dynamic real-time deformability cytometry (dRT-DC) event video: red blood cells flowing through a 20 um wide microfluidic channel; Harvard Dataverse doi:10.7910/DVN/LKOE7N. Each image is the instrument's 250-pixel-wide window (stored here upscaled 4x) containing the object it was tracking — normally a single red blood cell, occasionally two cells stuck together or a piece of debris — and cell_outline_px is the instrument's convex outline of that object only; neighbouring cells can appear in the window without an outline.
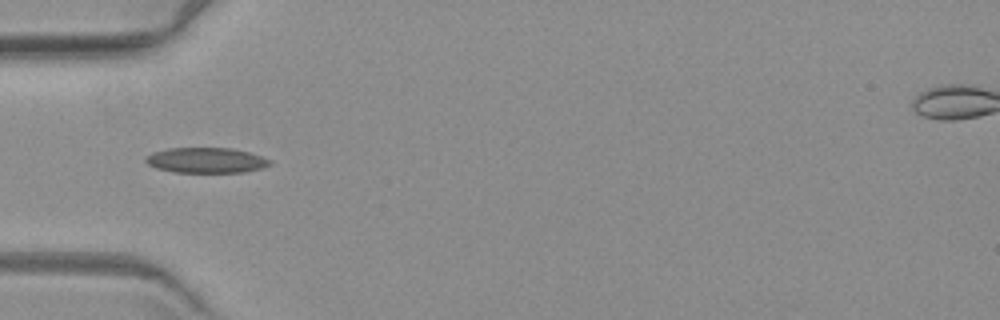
{"species": "common noctule bat (a hibernating species)", "species_latin": "Nyctalus noctula", "temperature_condition": "warm", "stored_images_in_passage": 5, "camera_frame_rate_fps": 3000, "um_per_image_px": 0.085, "animal": {"sex": "female", "body_mass_g": 19.3, "forearm_length_mm": 54.1}, "frame": {"image": 1, "passage_image": 4, "time_ms": 3.667, "image_size_px": [1000, 320], "cell_outline_px": [[272, 164], [264, 168], [244, 172], [172, 172], [156, 168], [148, 164], [144, 160], [144, 156], [152, 152], [168, 148], [232, 148], [248, 152], [272, 160]], "centroid_in_image_um": [17.51, 13.62], "position_along_channel_um": 67.5, "area_um2": 18.5}}
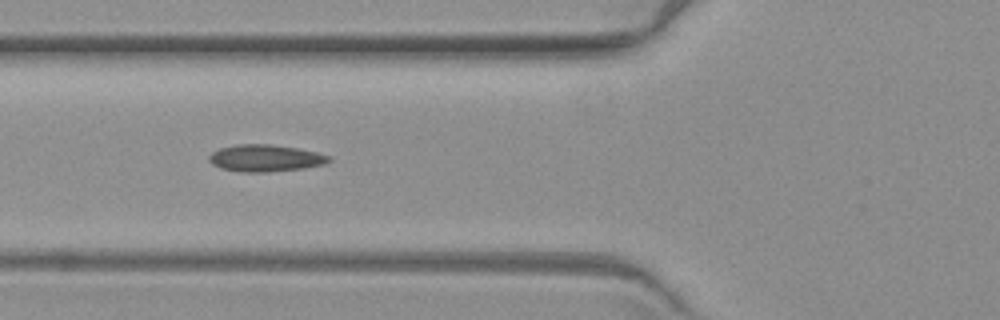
{"frame": {"image": 2, "passage_image": 5, "time_ms": 4.667, "image_size_px": [1000, 320], "cell_outline_px": [[332, 160], [324, 164], [304, 168], [268, 172], [240, 172], [220, 168], [212, 164], [208, 160], [208, 156], [212, 152], [220, 148], [236, 144], [272, 144], [296, 148], [316, 152], [332, 156]], "centroid_in_image_um": [22.55, 13.44], "position_along_channel_um": 103.3, "area_um2": 18.96}}